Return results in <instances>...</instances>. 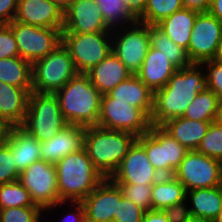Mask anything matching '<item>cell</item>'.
I'll return each instance as SVG.
<instances>
[{"mask_svg": "<svg viewBox=\"0 0 222 222\" xmlns=\"http://www.w3.org/2000/svg\"><path fill=\"white\" fill-rule=\"evenodd\" d=\"M208 90V82L201 64L178 69L168 83L154 92L151 125L162 126L170 119L184 115L198 93Z\"/></svg>", "mask_w": 222, "mask_h": 222, "instance_id": "1", "label": "cell"}, {"mask_svg": "<svg viewBox=\"0 0 222 222\" xmlns=\"http://www.w3.org/2000/svg\"><path fill=\"white\" fill-rule=\"evenodd\" d=\"M55 95L68 124L83 127L97 126L102 95L91 83L87 74L78 73Z\"/></svg>", "mask_w": 222, "mask_h": 222, "instance_id": "2", "label": "cell"}, {"mask_svg": "<svg viewBox=\"0 0 222 222\" xmlns=\"http://www.w3.org/2000/svg\"><path fill=\"white\" fill-rule=\"evenodd\" d=\"M59 200L81 202L104 179L84 148L68 154L56 164Z\"/></svg>", "mask_w": 222, "mask_h": 222, "instance_id": "3", "label": "cell"}, {"mask_svg": "<svg viewBox=\"0 0 222 222\" xmlns=\"http://www.w3.org/2000/svg\"><path fill=\"white\" fill-rule=\"evenodd\" d=\"M136 140L129 132L89 126L85 127L83 148L100 174L110 178Z\"/></svg>", "mask_w": 222, "mask_h": 222, "instance_id": "4", "label": "cell"}, {"mask_svg": "<svg viewBox=\"0 0 222 222\" xmlns=\"http://www.w3.org/2000/svg\"><path fill=\"white\" fill-rule=\"evenodd\" d=\"M67 125L55 94L35 91L29 93L26 116L21 129L42 143L54 137Z\"/></svg>", "mask_w": 222, "mask_h": 222, "instance_id": "5", "label": "cell"}, {"mask_svg": "<svg viewBox=\"0 0 222 222\" xmlns=\"http://www.w3.org/2000/svg\"><path fill=\"white\" fill-rule=\"evenodd\" d=\"M77 74L68 49L61 43L32 63V91L55 94Z\"/></svg>", "mask_w": 222, "mask_h": 222, "instance_id": "6", "label": "cell"}, {"mask_svg": "<svg viewBox=\"0 0 222 222\" xmlns=\"http://www.w3.org/2000/svg\"><path fill=\"white\" fill-rule=\"evenodd\" d=\"M136 141L161 176H173L189 151L161 126L151 125L149 132L137 137Z\"/></svg>", "mask_w": 222, "mask_h": 222, "instance_id": "7", "label": "cell"}, {"mask_svg": "<svg viewBox=\"0 0 222 222\" xmlns=\"http://www.w3.org/2000/svg\"><path fill=\"white\" fill-rule=\"evenodd\" d=\"M62 44L68 49L77 72L86 74L112 51V31L62 33Z\"/></svg>", "mask_w": 222, "mask_h": 222, "instance_id": "8", "label": "cell"}, {"mask_svg": "<svg viewBox=\"0 0 222 222\" xmlns=\"http://www.w3.org/2000/svg\"><path fill=\"white\" fill-rule=\"evenodd\" d=\"M97 126L125 131L139 137L149 132L150 118L139 108L127 102L116 101L109 94L101 96L100 115Z\"/></svg>", "mask_w": 222, "mask_h": 222, "instance_id": "9", "label": "cell"}, {"mask_svg": "<svg viewBox=\"0 0 222 222\" xmlns=\"http://www.w3.org/2000/svg\"><path fill=\"white\" fill-rule=\"evenodd\" d=\"M150 25L137 21L122 29L112 31V52L136 75L150 48Z\"/></svg>", "mask_w": 222, "mask_h": 222, "instance_id": "10", "label": "cell"}, {"mask_svg": "<svg viewBox=\"0 0 222 222\" xmlns=\"http://www.w3.org/2000/svg\"><path fill=\"white\" fill-rule=\"evenodd\" d=\"M174 176L185 186L186 191L222 185V162L189 150L175 170Z\"/></svg>", "mask_w": 222, "mask_h": 222, "instance_id": "11", "label": "cell"}, {"mask_svg": "<svg viewBox=\"0 0 222 222\" xmlns=\"http://www.w3.org/2000/svg\"><path fill=\"white\" fill-rule=\"evenodd\" d=\"M11 28L19 49V56L33 63L53 51L62 43V30L43 28L12 21Z\"/></svg>", "mask_w": 222, "mask_h": 222, "instance_id": "12", "label": "cell"}, {"mask_svg": "<svg viewBox=\"0 0 222 222\" xmlns=\"http://www.w3.org/2000/svg\"><path fill=\"white\" fill-rule=\"evenodd\" d=\"M18 180L29 191L34 204L43 210L60 202L55 164L34 162L20 173Z\"/></svg>", "mask_w": 222, "mask_h": 222, "instance_id": "13", "label": "cell"}, {"mask_svg": "<svg viewBox=\"0 0 222 222\" xmlns=\"http://www.w3.org/2000/svg\"><path fill=\"white\" fill-rule=\"evenodd\" d=\"M221 37L222 23L209 12H200L195 20L186 50L190 61L200 64L214 59Z\"/></svg>", "mask_w": 222, "mask_h": 222, "instance_id": "14", "label": "cell"}, {"mask_svg": "<svg viewBox=\"0 0 222 222\" xmlns=\"http://www.w3.org/2000/svg\"><path fill=\"white\" fill-rule=\"evenodd\" d=\"M122 190L110 178L103 181L81 201L84 207L85 222H113L117 215Z\"/></svg>", "mask_w": 222, "mask_h": 222, "instance_id": "15", "label": "cell"}, {"mask_svg": "<svg viewBox=\"0 0 222 222\" xmlns=\"http://www.w3.org/2000/svg\"><path fill=\"white\" fill-rule=\"evenodd\" d=\"M160 177L144 148L135 141L110 179L116 184L153 185Z\"/></svg>", "mask_w": 222, "mask_h": 222, "instance_id": "16", "label": "cell"}, {"mask_svg": "<svg viewBox=\"0 0 222 222\" xmlns=\"http://www.w3.org/2000/svg\"><path fill=\"white\" fill-rule=\"evenodd\" d=\"M109 31L102 12L94 0H75L63 13L62 33H95Z\"/></svg>", "mask_w": 222, "mask_h": 222, "instance_id": "17", "label": "cell"}, {"mask_svg": "<svg viewBox=\"0 0 222 222\" xmlns=\"http://www.w3.org/2000/svg\"><path fill=\"white\" fill-rule=\"evenodd\" d=\"M63 13L51 0H18L14 21L63 30Z\"/></svg>", "mask_w": 222, "mask_h": 222, "instance_id": "18", "label": "cell"}, {"mask_svg": "<svg viewBox=\"0 0 222 222\" xmlns=\"http://www.w3.org/2000/svg\"><path fill=\"white\" fill-rule=\"evenodd\" d=\"M84 135L85 127L68 124L54 137L40 143L41 160L56 164L66 155L81 150L84 146Z\"/></svg>", "mask_w": 222, "mask_h": 222, "instance_id": "19", "label": "cell"}, {"mask_svg": "<svg viewBox=\"0 0 222 222\" xmlns=\"http://www.w3.org/2000/svg\"><path fill=\"white\" fill-rule=\"evenodd\" d=\"M178 68L162 54L150 46L138 78L153 92L162 89Z\"/></svg>", "mask_w": 222, "mask_h": 222, "instance_id": "20", "label": "cell"}, {"mask_svg": "<svg viewBox=\"0 0 222 222\" xmlns=\"http://www.w3.org/2000/svg\"><path fill=\"white\" fill-rule=\"evenodd\" d=\"M86 74L101 95L108 94L120 82L132 75L112 51Z\"/></svg>", "mask_w": 222, "mask_h": 222, "instance_id": "21", "label": "cell"}, {"mask_svg": "<svg viewBox=\"0 0 222 222\" xmlns=\"http://www.w3.org/2000/svg\"><path fill=\"white\" fill-rule=\"evenodd\" d=\"M29 93L0 81V118L12 127H20L24 122Z\"/></svg>", "mask_w": 222, "mask_h": 222, "instance_id": "22", "label": "cell"}, {"mask_svg": "<svg viewBox=\"0 0 222 222\" xmlns=\"http://www.w3.org/2000/svg\"><path fill=\"white\" fill-rule=\"evenodd\" d=\"M116 101L127 102L141 109L149 118L153 110L154 92L137 75L129 76L108 93Z\"/></svg>", "mask_w": 222, "mask_h": 222, "instance_id": "23", "label": "cell"}, {"mask_svg": "<svg viewBox=\"0 0 222 222\" xmlns=\"http://www.w3.org/2000/svg\"><path fill=\"white\" fill-rule=\"evenodd\" d=\"M5 144L11 149L19 173L23 172L32 163L41 160L40 142L20 127L10 129Z\"/></svg>", "mask_w": 222, "mask_h": 222, "instance_id": "24", "label": "cell"}, {"mask_svg": "<svg viewBox=\"0 0 222 222\" xmlns=\"http://www.w3.org/2000/svg\"><path fill=\"white\" fill-rule=\"evenodd\" d=\"M211 123L181 116L168 120L161 127L188 150H197Z\"/></svg>", "mask_w": 222, "mask_h": 222, "instance_id": "25", "label": "cell"}, {"mask_svg": "<svg viewBox=\"0 0 222 222\" xmlns=\"http://www.w3.org/2000/svg\"><path fill=\"white\" fill-rule=\"evenodd\" d=\"M186 201L191 216L213 222L221 208L222 185L189 190L186 193Z\"/></svg>", "mask_w": 222, "mask_h": 222, "instance_id": "26", "label": "cell"}, {"mask_svg": "<svg viewBox=\"0 0 222 222\" xmlns=\"http://www.w3.org/2000/svg\"><path fill=\"white\" fill-rule=\"evenodd\" d=\"M200 12L183 7L155 26L177 45L188 49L191 31Z\"/></svg>", "mask_w": 222, "mask_h": 222, "instance_id": "27", "label": "cell"}, {"mask_svg": "<svg viewBox=\"0 0 222 222\" xmlns=\"http://www.w3.org/2000/svg\"><path fill=\"white\" fill-rule=\"evenodd\" d=\"M109 31L126 28L138 21V14L128 0H94Z\"/></svg>", "mask_w": 222, "mask_h": 222, "instance_id": "28", "label": "cell"}, {"mask_svg": "<svg viewBox=\"0 0 222 222\" xmlns=\"http://www.w3.org/2000/svg\"><path fill=\"white\" fill-rule=\"evenodd\" d=\"M186 193L185 186L174 175L161 176L152 185V210H163L181 203L186 200Z\"/></svg>", "mask_w": 222, "mask_h": 222, "instance_id": "29", "label": "cell"}, {"mask_svg": "<svg viewBox=\"0 0 222 222\" xmlns=\"http://www.w3.org/2000/svg\"><path fill=\"white\" fill-rule=\"evenodd\" d=\"M0 81L32 92V63L20 56L1 58Z\"/></svg>", "mask_w": 222, "mask_h": 222, "instance_id": "30", "label": "cell"}, {"mask_svg": "<svg viewBox=\"0 0 222 222\" xmlns=\"http://www.w3.org/2000/svg\"><path fill=\"white\" fill-rule=\"evenodd\" d=\"M150 43L152 48L161 51L178 69L192 64L186 49L177 45L156 26H150Z\"/></svg>", "mask_w": 222, "mask_h": 222, "instance_id": "31", "label": "cell"}, {"mask_svg": "<svg viewBox=\"0 0 222 222\" xmlns=\"http://www.w3.org/2000/svg\"><path fill=\"white\" fill-rule=\"evenodd\" d=\"M219 98L211 91L207 90L192 100L182 117L192 120L214 122L217 116Z\"/></svg>", "mask_w": 222, "mask_h": 222, "instance_id": "32", "label": "cell"}, {"mask_svg": "<svg viewBox=\"0 0 222 222\" xmlns=\"http://www.w3.org/2000/svg\"><path fill=\"white\" fill-rule=\"evenodd\" d=\"M183 7L182 0H148L144 8L138 13V21L155 26Z\"/></svg>", "mask_w": 222, "mask_h": 222, "instance_id": "33", "label": "cell"}, {"mask_svg": "<svg viewBox=\"0 0 222 222\" xmlns=\"http://www.w3.org/2000/svg\"><path fill=\"white\" fill-rule=\"evenodd\" d=\"M10 207H40L19 180L0 185V209Z\"/></svg>", "mask_w": 222, "mask_h": 222, "instance_id": "34", "label": "cell"}, {"mask_svg": "<svg viewBox=\"0 0 222 222\" xmlns=\"http://www.w3.org/2000/svg\"><path fill=\"white\" fill-rule=\"evenodd\" d=\"M197 151L222 162V124L216 121L210 124Z\"/></svg>", "mask_w": 222, "mask_h": 222, "instance_id": "35", "label": "cell"}, {"mask_svg": "<svg viewBox=\"0 0 222 222\" xmlns=\"http://www.w3.org/2000/svg\"><path fill=\"white\" fill-rule=\"evenodd\" d=\"M41 207H10L0 209V222H46Z\"/></svg>", "mask_w": 222, "mask_h": 222, "instance_id": "36", "label": "cell"}, {"mask_svg": "<svg viewBox=\"0 0 222 222\" xmlns=\"http://www.w3.org/2000/svg\"><path fill=\"white\" fill-rule=\"evenodd\" d=\"M123 196L131 200L144 211L152 210V185L118 184Z\"/></svg>", "mask_w": 222, "mask_h": 222, "instance_id": "37", "label": "cell"}, {"mask_svg": "<svg viewBox=\"0 0 222 222\" xmlns=\"http://www.w3.org/2000/svg\"><path fill=\"white\" fill-rule=\"evenodd\" d=\"M208 82V89L222 99V60L212 59L200 63Z\"/></svg>", "mask_w": 222, "mask_h": 222, "instance_id": "38", "label": "cell"}, {"mask_svg": "<svg viewBox=\"0 0 222 222\" xmlns=\"http://www.w3.org/2000/svg\"><path fill=\"white\" fill-rule=\"evenodd\" d=\"M11 149L6 144L0 145V185L19 179Z\"/></svg>", "mask_w": 222, "mask_h": 222, "instance_id": "39", "label": "cell"}, {"mask_svg": "<svg viewBox=\"0 0 222 222\" xmlns=\"http://www.w3.org/2000/svg\"><path fill=\"white\" fill-rule=\"evenodd\" d=\"M146 211L123 196L118 203L117 215H114L113 222H142Z\"/></svg>", "mask_w": 222, "mask_h": 222, "instance_id": "40", "label": "cell"}, {"mask_svg": "<svg viewBox=\"0 0 222 222\" xmlns=\"http://www.w3.org/2000/svg\"><path fill=\"white\" fill-rule=\"evenodd\" d=\"M60 207H61V210L66 208V207L70 208V209L68 208L67 212H66V210L61 211L62 212L61 213L62 214V217H61L62 219L61 218L59 219L60 222H85L84 207H83L81 202H72V201L71 202H62V201H60L57 204H55L54 206L46 208L44 210V215L46 216L47 213L48 214L53 213V212H55L56 209L57 210H58V208L60 209Z\"/></svg>", "mask_w": 222, "mask_h": 222, "instance_id": "41", "label": "cell"}, {"mask_svg": "<svg viewBox=\"0 0 222 222\" xmlns=\"http://www.w3.org/2000/svg\"><path fill=\"white\" fill-rule=\"evenodd\" d=\"M19 56L15 36L8 25H0V59Z\"/></svg>", "mask_w": 222, "mask_h": 222, "instance_id": "42", "label": "cell"}, {"mask_svg": "<svg viewBox=\"0 0 222 222\" xmlns=\"http://www.w3.org/2000/svg\"><path fill=\"white\" fill-rule=\"evenodd\" d=\"M169 222H186L191 214L187 201H183L163 209Z\"/></svg>", "mask_w": 222, "mask_h": 222, "instance_id": "43", "label": "cell"}, {"mask_svg": "<svg viewBox=\"0 0 222 222\" xmlns=\"http://www.w3.org/2000/svg\"><path fill=\"white\" fill-rule=\"evenodd\" d=\"M18 0H0V25H8L15 18Z\"/></svg>", "mask_w": 222, "mask_h": 222, "instance_id": "44", "label": "cell"}, {"mask_svg": "<svg viewBox=\"0 0 222 222\" xmlns=\"http://www.w3.org/2000/svg\"><path fill=\"white\" fill-rule=\"evenodd\" d=\"M183 6L198 12H208L210 0H182Z\"/></svg>", "mask_w": 222, "mask_h": 222, "instance_id": "45", "label": "cell"}, {"mask_svg": "<svg viewBox=\"0 0 222 222\" xmlns=\"http://www.w3.org/2000/svg\"><path fill=\"white\" fill-rule=\"evenodd\" d=\"M142 222H169L163 210L146 211Z\"/></svg>", "mask_w": 222, "mask_h": 222, "instance_id": "46", "label": "cell"}, {"mask_svg": "<svg viewBox=\"0 0 222 222\" xmlns=\"http://www.w3.org/2000/svg\"><path fill=\"white\" fill-rule=\"evenodd\" d=\"M208 12L222 23V0H210Z\"/></svg>", "mask_w": 222, "mask_h": 222, "instance_id": "47", "label": "cell"}, {"mask_svg": "<svg viewBox=\"0 0 222 222\" xmlns=\"http://www.w3.org/2000/svg\"><path fill=\"white\" fill-rule=\"evenodd\" d=\"M11 128L12 126L0 118V145L6 143Z\"/></svg>", "mask_w": 222, "mask_h": 222, "instance_id": "48", "label": "cell"}, {"mask_svg": "<svg viewBox=\"0 0 222 222\" xmlns=\"http://www.w3.org/2000/svg\"><path fill=\"white\" fill-rule=\"evenodd\" d=\"M128 1L137 14L144 8V6L148 2V0H128Z\"/></svg>", "mask_w": 222, "mask_h": 222, "instance_id": "49", "label": "cell"}, {"mask_svg": "<svg viewBox=\"0 0 222 222\" xmlns=\"http://www.w3.org/2000/svg\"><path fill=\"white\" fill-rule=\"evenodd\" d=\"M63 12H65L75 0H51Z\"/></svg>", "mask_w": 222, "mask_h": 222, "instance_id": "50", "label": "cell"}, {"mask_svg": "<svg viewBox=\"0 0 222 222\" xmlns=\"http://www.w3.org/2000/svg\"><path fill=\"white\" fill-rule=\"evenodd\" d=\"M215 121L219 124H222V99L219 100V103H218V110H217V116H216Z\"/></svg>", "mask_w": 222, "mask_h": 222, "instance_id": "51", "label": "cell"}, {"mask_svg": "<svg viewBox=\"0 0 222 222\" xmlns=\"http://www.w3.org/2000/svg\"><path fill=\"white\" fill-rule=\"evenodd\" d=\"M214 59H219V60H222V37L219 41V46H218V50H217V53H216V56Z\"/></svg>", "mask_w": 222, "mask_h": 222, "instance_id": "52", "label": "cell"}, {"mask_svg": "<svg viewBox=\"0 0 222 222\" xmlns=\"http://www.w3.org/2000/svg\"><path fill=\"white\" fill-rule=\"evenodd\" d=\"M186 222H211V221L199 217L190 216V218Z\"/></svg>", "mask_w": 222, "mask_h": 222, "instance_id": "53", "label": "cell"}, {"mask_svg": "<svg viewBox=\"0 0 222 222\" xmlns=\"http://www.w3.org/2000/svg\"><path fill=\"white\" fill-rule=\"evenodd\" d=\"M213 222H222V202L220 212L218 213L217 217L213 220Z\"/></svg>", "mask_w": 222, "mask_h": 222, "instance_id": "54", "label": "cell"}]
</instances>
